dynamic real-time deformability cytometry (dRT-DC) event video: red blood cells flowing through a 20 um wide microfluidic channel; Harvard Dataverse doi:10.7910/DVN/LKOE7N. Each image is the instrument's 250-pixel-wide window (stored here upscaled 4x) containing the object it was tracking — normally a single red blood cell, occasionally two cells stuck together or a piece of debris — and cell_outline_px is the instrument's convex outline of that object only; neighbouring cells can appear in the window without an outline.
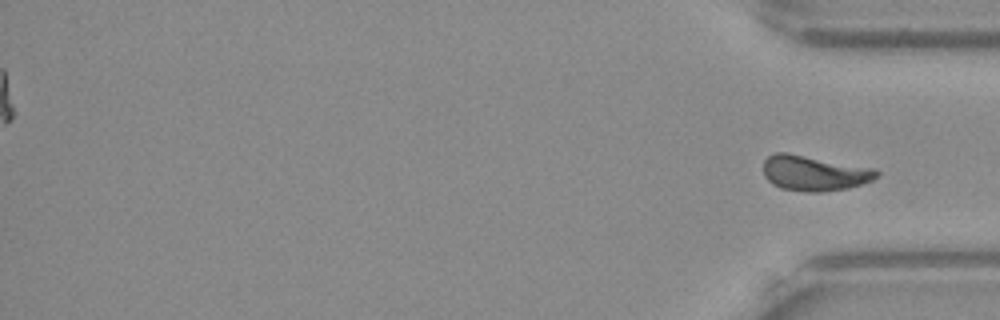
{"species": "Egyptian fruit bat (a non-hibernating species)", "species_latin": "Rousettus aegyptiacus", "temperature_condition": "warm", "stored_images_in_passage": 54, "segment_of_instrument_passage": [2, 2], "camera_frame_rate_fps": 3000, "um_per_image_px": 0.085, "frame": {"image": 1, "passage_image": 54, "time_ms": 17.667, "image_size_px": [1000, 320], "cell_outline_px": [[880, 172], [872, 180], [848, 188], [824, 192], [808, 192], [780, 188], [772, 184], [764, 176], [764, 160], [768, 156], [776, 152], [788, 152], [876, 168]], "centroid_in_image_um": [69.21, 14.7], "position_along_channel_um": 366.0, "area_um2": 23.52}}